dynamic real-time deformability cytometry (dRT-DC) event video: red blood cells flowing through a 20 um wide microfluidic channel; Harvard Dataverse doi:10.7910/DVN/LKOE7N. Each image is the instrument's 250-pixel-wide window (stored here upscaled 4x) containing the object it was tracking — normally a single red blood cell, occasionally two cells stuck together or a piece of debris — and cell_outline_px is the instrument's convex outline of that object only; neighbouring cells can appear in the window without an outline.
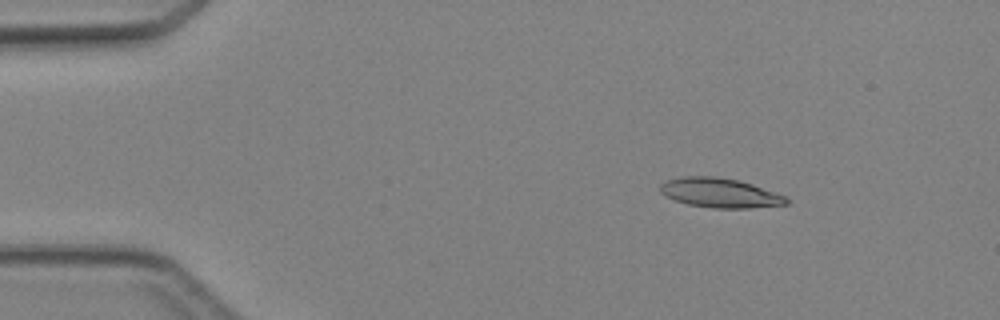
{"species": "Egyptian fruit bat (a non-hibernating species)", "species_latin": "Rousettus aegyptiacus", "temperature_condition": "cold", "stored_images_in_passage": 4, "camera_frame_rate_fps": 3000, "um_per_image_px": 0.085, "animal": {"sex": "female"}, "frame": {"image": 1, "passage_image": 2, "time_ms": 1.0, "image_size_px": [1000, 320], "cell_outline_px": [[788, 204], [748, 208], [712, 208], [688, 204], [676, 200], [660, 192], [660, 184], [668, 180], [680, 176], [716, 176], [740, 180], [788, 196]], "centroid_in_image_um": [61.23, 16.38], "position_along_channel_um": 23.8, "area_um2": 21.73}}
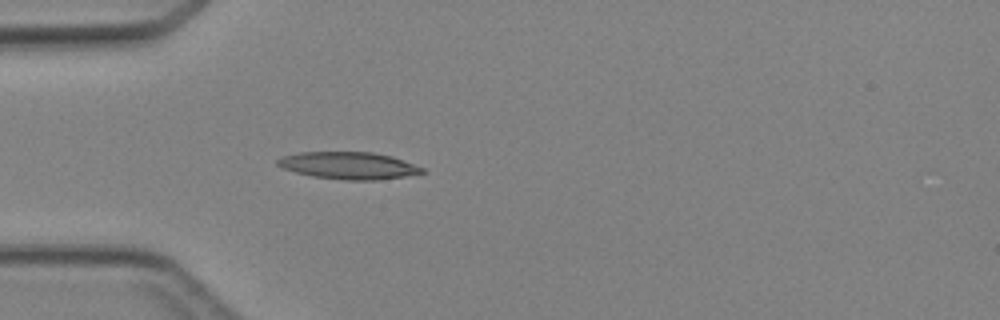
{"frame": {"image": 2, "passage_image": 4, "time_ms": 3.333, "image_size_px": [1000, 320], "cell_outline_px": [[424, 172], [404, 176], [376, 180], [344, 180], [312, 176], [296, 172], [284, 168], [276, 164], [276, 160], [280, 156], [300, 152], [372, 152], [392, 156], [424, 168]], "centroid_in_image_um": [29.6, 14.06], "position_along_channel_um": 55.4, "area_um2": 22.77}}